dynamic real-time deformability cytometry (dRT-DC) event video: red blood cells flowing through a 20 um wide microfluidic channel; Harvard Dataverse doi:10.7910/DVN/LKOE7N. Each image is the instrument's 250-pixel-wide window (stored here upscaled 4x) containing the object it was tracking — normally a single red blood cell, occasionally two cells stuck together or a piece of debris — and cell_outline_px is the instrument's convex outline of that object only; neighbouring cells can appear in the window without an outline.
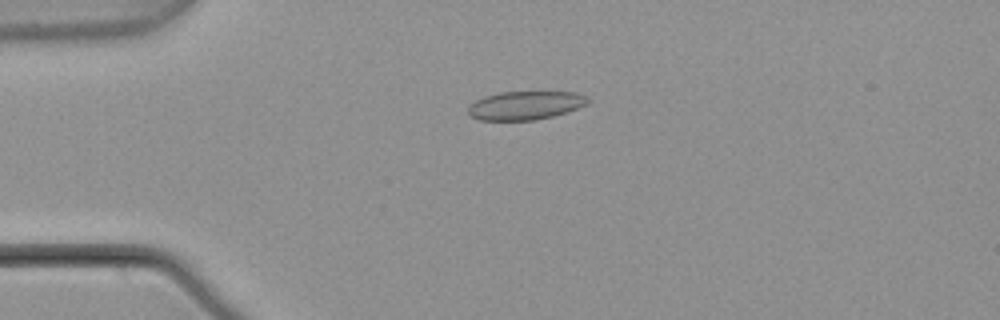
{"species": "common noctule bat (a hibernating species)", "species_latin": "Nyctalus noctula", "temperature_condition": "warm", "stored_images_in_passage": 9, "camera_frame_rate_fps": 3000, "um_per_image_px": 0.085, "animal": {"sex": "male", "body_mass_g": 21.5, "forearm_length_mm": 52.0}, "frame": {"image": 1, "passage_image": 4, "time_ms": 1.0, "image_size_px": [1000, 320], "cell_outline_px": [[592, 100], [588, 104], [568, 112], [536, 120], [480, 120], [468, 116], [468, 108], [476, 100], [484, 96], [500, 92], [576, 92], [588, 96]], "centroid_in_image_um": [44.7, 8.96], "position_along_channel_um": 40.3, "area_um2": 20.11}}
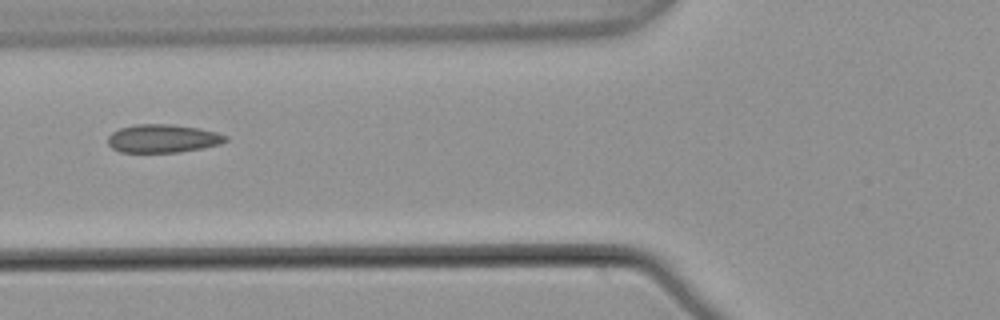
{"frame": {"image": 2, "passage_image": 6, "time_ms": 1.667, "image_size_px": [1000, 320], "cell_outline_px": [[228, 140], [220, 144], [180, 152], [120, 152], [112, 148], [108, 144], [108, 136], [112, 132], [120, 128], [136, 124], [172, 124], [200, 128], [216, 132], [228, 136]], "centroid_in_image_um": [13.84, 11.77], "position_along_channel_um": 112.0, "area_um2": 19.42}}
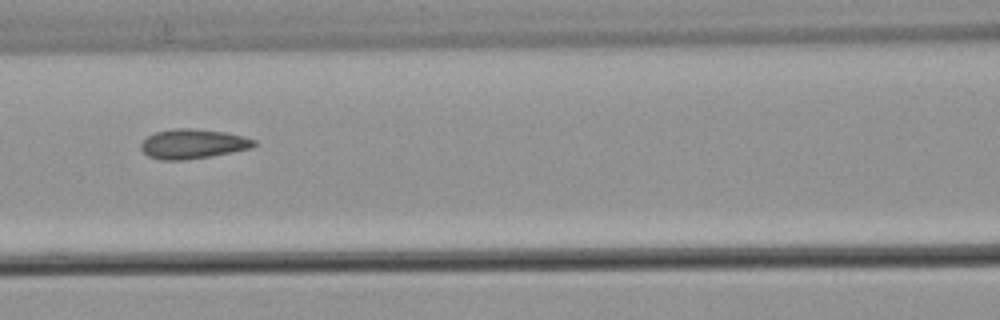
{"frame": {"image": 3, "passage_image": 7, "time_ms": 2.0, "image_size_px": [1000, 320], "cell_outline_px": [[256, 144], [252, 148], [212, 156], [184, 160], [160, 160], [148, 156], [140, 148], [140, 144], [148, 136], [156, 132], [176, 128], [192, 128], [224, 132], [244, 136], [256, 140]], "centroid_in_image_um": [16.4, 12.23], "position_along_channel_um": 150.2, "area_um2": 19.54}}